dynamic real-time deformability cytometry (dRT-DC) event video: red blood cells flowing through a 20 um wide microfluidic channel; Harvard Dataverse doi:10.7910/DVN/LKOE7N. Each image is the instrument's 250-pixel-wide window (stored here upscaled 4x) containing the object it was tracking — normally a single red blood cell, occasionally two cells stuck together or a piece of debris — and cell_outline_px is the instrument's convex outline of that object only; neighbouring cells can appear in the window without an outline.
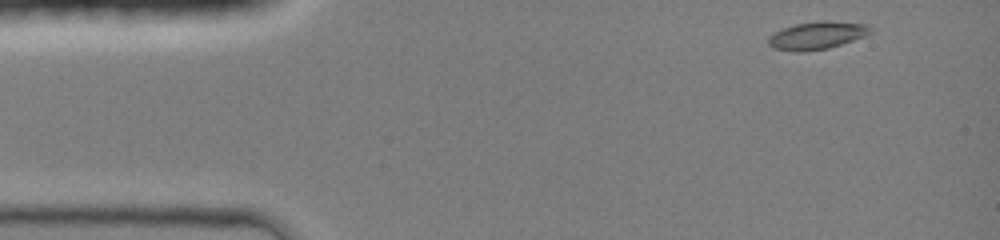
{"species": "common noctule bat (a hibernating species)", "species_latin": "Nyctalus noctula", "temperature_condition": "room temperature", "stored_images_in_passage": 39, "camera_frame_rate_fps": 3000, "um_per_image_px": 0.085, "animal": {"sex": "female", "body_mass_g": 19.0, "forearm_length_mm": 51.5}, "frame": {"image": 1, "passage_image": 1, "time_ms": 0.0, "image_size_px": [1000, 240], "cell_outline_px": [[872, 32], [864, 36], [828, 48], [800, 52], [796, 52], [772, 48], [768, 44], [768, 36], [784, 28], [796, 24], [868, 24], [872, 28]], "centroid_in_image_um": [69.37, 3.08], "position_along_channel_um": 15.6, "area_um2": 15.32}}
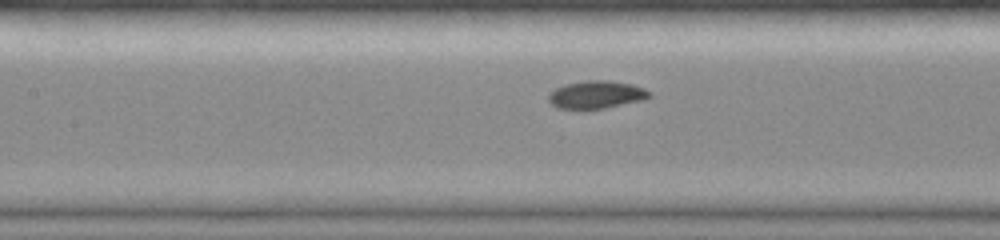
{"frame": {"image": 2, "passage_image": 17, "time_ms": 5.333, "image_size_px": [1000, 240], "cell_outline_px": [[652, 96], [644, 100], [604, 108], [556, 108], [548, 100], [548, 96], [556, 88], [564, 84], [588, 80], [608, 80], [632, 84], [644, 88], [652, 92]], "centroid_in_image_um": [50.73, 8.03], "position_along_channel_um": 156.7, "area_um2": 16.24}}
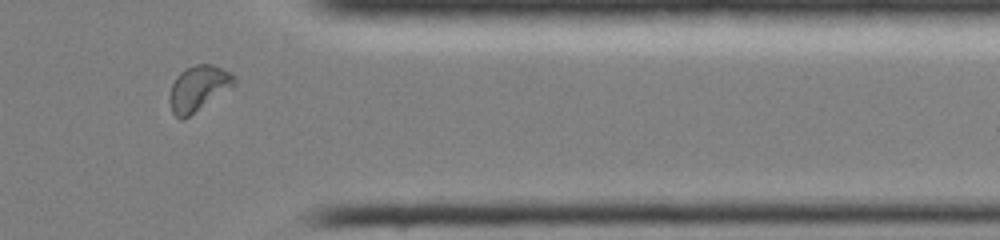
{"frame": {"image": 3, "passage_image": 34, "time_ms": 11.0, "image_size_px": [1000, 240], "cell_outline_px": [[236, 84], [184, 120], [180, 120], [172, 112], [168, 100], [172, 84], [176, 76], [184, 68], [196, 64], [212, 64], [232, 72], [236, 76]], "centroid_in_image_um": [16.86, 7.5], "position_along_channel_um": 394.5, "area_um2": 17.34}, "authors_computed_cell_mechanics": {"area_um2": 16.2418, "velocity_mm_per_s": 4.248, "shape_relaxation_time_tau1_ms": 3.4069, "shape_relaxation_time_tau2_ms": null, "deformation_change_tau1": 0.1202, "deformation_change_tau2": null}}